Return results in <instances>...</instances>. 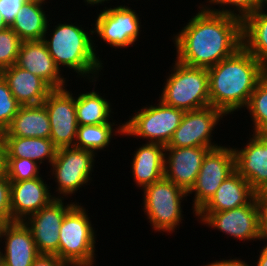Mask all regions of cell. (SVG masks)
<instances>
[{
  "instance_id": "cell-1",
  "label": "cell",
  "mask_w": 267,
  "mask_h": 266,
  "mask_svg": "<svg viewBox=\"0 0 267 266\" xmlns=\"http://www.w3.org/2000/svg\"><path fill=\"white\" fill-rule=\"evenodd\" d=\"M171 36L176 60L193 67L210 68L243 46L242 20L204 8Z\"/></svg>"
},
{
  "instance_id": "cell-2",
  "label": "cell",
  "mask_w": 267,
  "mask_h": 266,
  "mask_svg": "<svg viewBox=\"0 0 267 266\" xmlns=\"http://www.w3.org/2000/svg\"><path fill=\"white\" fill-rule=\"evenodd\" d=\"M266 73L267 68L242 46L208 68L210 106L226 117L245 111L252 92Z\"/></svg>"
},
{
  "instance_id": "cell-3",
  "label": "cell",
  "mask_w": 267,
  "mask_h": 266,
  "mask_svg": "<svg viewBox=\"0 0 267 266\" xmlns=\"http://www.w3.org/2000/svg\"><path fill=\"white\" fill-rule=\"evenodd\" d=\"M51 21L52 17L49 18L50 23L48 22L42 41L55 65L61 72H64L65 68L71 69L77 74L76 78L82 79L83 77L85 81L98 79L104 68V61L99 58L100 55H97L99 52L96 42L99 39H93V27L88 32V29L85 30L79 23L71 21L58 23L57 21V25L50 26L51 23L53 24Z\"/></svg>"
},
{
  "instance_id": "cell-4",
  "label": "cell",
  "mask_w": 267,
  "mask_h": 266,
  "mask_svg": "<svg viewBox=\"0 0 267 266\" xmlns=\"http://www.w3.org/2000/svg\"><path fill=\"white\" fill-rule=\"evenodd\" d=\"M168 74L160 101L185 112L210 106L207 68L188 66L175 59Z\"/></svg>"
},
{
  "instance_id": "cell-5",
  "label": "cell",
  "mask_w": 267,
  "mask_h": 266,
  "mask_svg": "<svg viewBox=\"0 0 267 266\" xmlns=\"http://www.w3.org/2000/svg\"><path fill=\"white\" fill-rule=\"evenodd\" d=\"M87 211L77 202L66 213L59 230V258L72 266L96 264V224H92Z\"/></svg>"
},
{
  "instance_id": "cell-6",
  "label": "cell",
  "mask_w": 267,
  "mask_h": 266,
  "mask_svg": "<svg viewBox=\"0 0 267 266\" xmlns=\"http://www.w3.org/2000/svg\"><path fill=\"white\" fill-rule=\"evenodd\" d=\"M142 205L150 227L155 232L174 233L184 221L182 202L188 193L163 177L143 189Z\"/></svg>"
},
{
  "instance_id": "cell-7",
  "label": "cell",
  "mask_w": 267,
  "mask_h": 266,
  "mask_svg": "<svg viewBox=\"0 0 267 266\" xmlns=\"http://www.w3.org/2000/svg\"><path fill=\"white\" fill-rule=\"evenodd\" d=\"M147 104L134 111L124 121L122 136L145 139V142L168 145L185 114V111L164 104Z\"/></svg>"
},
{
  "instance_id": "cell-8",
  "label": "cell",
  "mask_w": 267,
  "mask_h": 266,
  "mask_svg": "<svg viewBox=\"0 0 267 266\" xmlns=\"http://www.w3.org/2000/svg\"><path fill=\"white\" fill-rule=\"evenodd\" d=\"M96 157L93 152L74 146L58 149L50 165L51 175H47L55 179L54 198H72L71 195H76L84 185H90Z\"/></svg>"
},
{
  "instance_id": "cell-9",
  "label": "cell",
  "mask_w": 267,
  "mask_h": 266,
  "mask_svg": "<svg viewBox=\"0 0 267 266\" xmlns=\"http://www.w3.org/2000/svg\"><path fill=\"white\" fill-rule=\"evenodd\" d=\"M261 195H256L248 204L221 212H198L195 220L217 229L239 241H260Z\"/></svg>"
},
{
  "instance_id": "cell-10",
  "label": "cell",
  "mask_w": 267,
  "mask_h": 266,
  "mask_svg": "<svg viewBox=\"0 0 267 266\" xmlns=\"http://www.w3.org/2000/svg\"><path fill=\"white\" fill-rule=\"evenodd\" d=\"M104 7L95 18L93 35L110 47L126 49L137 43L140 39L142 24L136 10L131 6L118 5Z\"/></svg>"
},
{
  "instance_id": "cell-11",
  "label": "cell",
  "mask_w": 267,
  "mask_h": 266,
  "mask_svg": "<svg viewBox=\"0 0 267 266\" xmlns=\"http://www.w3.org/2000/svg\"><path fill=\"white\" fill-rule=\"evenodd\" d=\"M235 170L233 146L222 145L207 152L195 184L187 192L188 196L194 193L191 209L194 217L214 196L220 184Z\"/></svg>"
},
{
  "instance_id": "cell-12",
  "label": "cell",
  "mask_w": 267,
  "mask_h": 266,
  "mask_svg": "<svg viewBox=\"0 0 267 266\" xmlns=\"http://www.w3.org/2000/svg\"><path fill=\"white\" fill-rule=\"evenodd\" d=\"M225 114L213 106L186 111L181 123L175 130L172 139L165 147H209L211 149L220 147L213 139L215 127ZM214 131V132H213ZM214 140V142H213Z\"/></svg>"
},
{
  "instance_id": "cell-13",
  "label": "cell",
  "mask_w": 267,
  "mask_h": 266,
  "mask_svg": "<svg viewBox=\"0 0 267 266\" xmlns=\"http://www.w3.org/2000/svg\"><path fill=\"white\" fill-rule=\"evenodd\" d=\"M55 198L35 214L29 216L24 223L32 232L39 254H55L59 257V230L66 213L77 203L76 199Z\"/></svg>"
},
{
  "instance_id": "cell-14",
  "label": "cell",
  "mask_w": 267,
  "mask_h": 266,
  "mask_svg": "<svg viewBox=\"0 0 267 266\" xmlns=\"http://www.w3.org/2000/svg\"><path fill=\"white\" fill-rule=\"evenodd\" d=\"M73 94L67 87L53 89L42 103L50 119V139L58 149L75 145L78 123Z\"/></svg>"
},
{
  "instance_id": "cell-15",
  "label": "cell",
  "mask_w": 267,
  "mask_h": 266,
  "mask_svg": "<svg viewBox=\"0 0 267 266\" xmlns=\"http://www.w3.org/2000/svg\"><path fill=\"white\" fill-rule=\"evenodd\" d=\"M209 147H165L164 177L185 191L195 184Z\"/></svg>"
},
{
  "instance_id": "cell-16",
  "label": "cell",
  "mask_w": 267,
  "mask_h": 266,
  "mask_svg": "<svg viewBox=\"0 0 267 266\" xmlns=\"http://www.w3.org/2000/svg\"><path fill=\"white\" fill-rule=\"evenodd\" d=\"M43 178L44 176L31 180L10 181L11 222H24L55 199L50 183H46Z\"/></svg>"
},
{
  "instance_id": "cell-17",
  "label": "cell",
  "mask_w": 267,
  "mask_h": 266,
  "mask_svg": "<svg viewBox=\"0 0 267 266\" xmlns=\"http://www.w3.org/2000/svg\"><path fill=\"white\" fill-rule=\"evenodd\" d=\"M233 150L236 171L257 195L267 194V146L253 133L244 146Z\"/></svg>"
},
{
  "instance_id": "cell-18",
  "label": "cell",
  "mask_w": 267,
  "mask_h": 266,
  "mask_svg": "<svg viewBox=\"0 0 267 266\" xmlns=\"http://www.w3.org/2000/svg\"><path fill=\"white\" fill-rule=\"evenodd\" d=\"M16 66L39 76L52 89L66 88L68 78L55 65L53 58L42 40L21 42Z\"/></svg>"
},
{
  "instance_id": "cell-19",
  "label": "cell",
  "mask_w": 267,
  "mask_h": 266,
  "mask_svg": "<svg viewBox=\"0 0 267 266\" xmlns=\"http://www.w3.org/2000/svg\"><path fill=\"white\" fill-rule=\"evenodd\" d=\"M1 238L4 266H32L39 253L32 232L24 222H9Z\"/></svg>"
},
{
  "instance_id": "cell-20",
  "label": "cell",
  "mask_w": 267,
  "mask_h": 266,
  "mask_svg": "<svg viewBox=\"0 0 267 266\" xmlns=\"http://www.w3.org/2000/svg\"><path fill=\"white\" fill-rule=\"evenodd\" d=\"M132 155L131 176L139 190L164 177L165 145L145 142Z\"/></svg>"
},
{
  "instance_id": "cell-21",
  "label": "cell",
  "mask_w": 267,
  "mask_h": 266,
  "mask_svg": "<svg viewBox=\"0 0 267 266\" xmlns=\"http://www.w3.org/2000/svg\"><path fill=\"white\" fill-rule=\"evenodd\" d=\"M2 77L21 106L40 105L53 90L39 76L15 64L3 69Z\"/></svg>"
},
{
  "instance_id": "cell-22",
  "label": "cell",
  "mask_w": 267,
  "mask_h": 266,
  "mask_svg": "<svg viewBox=\"0 0 267 266\" xmlns=\"http://www.w3.org/2000/svg\"><path fill=\"white\" fill-rule=\"evenodd\" d=\"M257 194L236 170L218 187L214 196L199 212H221L248 204Z\"/></svg>"
},
{
  "instance_id": "cell-23",
  "label": "cell",
  "mask_w": 267,
  "mask_h": 266,
  "mask_svg": "<svg viewBox=\"0 0 267 266\" xmlns=\"http://www.w3.org/2000/svg\"><path fill=\"white\" fill-rule=\"evenodd\" d=\"M48 0H27L9 26L21 41H39L45 35L50 14L44 5ZM50 1V0H49ZM48 18V19H47Z\"/></svg>"
},
{
  "instance_id": "cell-24",
  "label": "cell",
  "mask_w": 267,
  "mask_h": 266,
  "mask_svg": "<svg viewBox=\"0 0 267 266\" xmlns=\"http://www.w3.org/2000/svg\"><path fill=\"white\" fill-rule=\"evenodd\" d=\"M48 112L43 104L20 106L3 136L50 138Z\"/></svg>"
},
{
  "instance_id": "cell-25",
  "label": "cell",
  "mask_w": 267,
  "mask_h": 266,
  "mask_svg": "<svg viewBox=\"0 0 267 266\" xmlns=\"http://www.w3.org/2000/svg\"><path fill=\"white\" fill-rule=\"evenodd\" d=\"M5 158H27L40 166L51 165L58 148L50 138L3 136Z\"/></svg>"
},
{
  "instance_id": "cell-26",
  "label": "cell",
  "mask_w": 267,
  "mask_h": 266,
  "mask_svg": "<svg viewBox=\"0 0 267 266\" xmlns=\"http://www.w3.org/2000/svg\"><path fill=\"white\" fill-rule=\"evenodd\" d=\"M99 79L88 81L90 84L93 82L94 88L91 91H85V93L79 92L74 94L75 107L78 125H96L104 123H115L112 118L114 113L112 108V102L99 94V91H95L96 82ZM95 82V83H94ZM102 95V96H101ZM111 118V121H110ZM114 120V121H113Z\"/></svg>"
},
{
  "instance_id": "cell-27",
  "label": "cell",
  "mask_w": 267,
  "mask_h": 266,
  "mask_svg": "<svg viewBox=\"0 0 267 266\" xmlns=\"http://www.w3.org/2000/svg\"><path fill=\"white\" fill-rule=\"evenodd\" d=\"M243 47L267 68V10L258 9L242 21Z\"/></svg>"
},
{
  "instance_id": "cell-28",
  "label": "cell",
  "mask_w": 267,
  "mask_h": 266,
  "mask_svg": "<svg viewBox=\"0 0 267 266\" xmlns=\"http://www.w3.org/2000/svg\"><path fill=\"white\" fill-rule=\"evenodd\" d=\"M123 133L124 122L78 125L74 147L88 150L98 155V152L106 151L104 150L105 148L108 149L111 140H113L112 138L117 135L122 136Z\"/></svg>"
},
{
  "instance_id": "cell-29",
  "label": "cell",
  "mask_w": 267,
  "mask_h": 266,
  "mask_svg": "<svg viewBox=\"0 0 267 266\" xmlns=\"http://www.w3.org/2000/svg\"><path fill=\"white\" fill-rule=\"evenodd\" d=\"M248 110L253 133L267 131V73L258 82L245 108Z\"/></svg>"
},
{
  "instance_id": "cell-30",
  "label": "cell",
  "mask_w": 267,
  "mask_h": 266,
  "mask_svg": "<svg viewBox=\"0 0 267 266\" xmlns=\"http://www.w3.org/2000/svg\"><path fill=\"white\" fill-rule=\"evenodd\" d=\"M201 4L204 8L226 15H231L242 21L259 9L260 0H206ZM213 7H212V6ZM215 5L219 6L218 9Z\"/></svg>"
},
{
  "instance_id": "cell-31",
  "label": "cell",
  "mask_w": 267,
  "mask_h": 266,
  "mask_svg": "<svg viewBox=\"0 0 267 266\" xmlns=\"http://www.w3.org/2000/svg\"><path fill=\"white\" fill-rule=\"evenodd\" d=\"M40 165L27 158H5L4 172L10 181L31 180L41 177Z\"/></svg>"
},
{
  "instance_id": "cell-32",
  "label": "cell",
  "mask_w": 267,
  "mask_h": 266,
  "mask_svg": "<svg viewBox=\"0 0 267 266\" xmlns=\"http://www.w3.org/2000/svg\"><path fill=\"white\" fill-rule=\"evenodd\" d=\"M21 39L10 28L0 31V68L1 70L16 64Z\"/></svg>"
},
{
  "instance_id": "cell-33",
  "label": "cell",
  "mask_w": 267,
  "mask_h": 266,
  "mask_svg": "<svg viewBox=\"0 0 267 266\" xmlns=\"http://www.w3.org/2000/svg\"><path fill=\"white\" fill-rule=\"evenodd\" d=\"M20 104L17 102L16 98L12 95L10 88L8 87L5 79L0 76V131H5V129L10 125L12 119L17 114Z\"/></svg>"
},
{
  "instance_id": "cell-34",
  "label": "cell",
  "mask_w": 267,
  "mask_h": 266,
  "mask_svg": "<svg viewBox=\"0 0 267 266\" xmlns=\"http://www.w3.org/2000/svg\"><path fill=\"white\" fill-rule=\"evenodd\" d=\"M11 187L5 172L0 173V216L11 222Z\"/></svg>"
},
{
  "instance_id": "cell-35",
  "label": "cell",
  "mask_w": 267,
  "mask_h": 266,
  "mask_svg": "<svg viewBox=\"0 0 267 266\" xmlns=\"http://www.w3.org/2000/svg\"><path fill=\"white\" fill-rule=\"evenodd\" d=\"M27 0H0V16L8 24L14 21Z\"/></svg>"
},
{
  "instance_id": "cell-36",
  "label": "cell",
  "mask_w": 267,
  "mask_h": 266,
  "mask_svg": "<svg viewBox=\"0 0 267 266\" xmlns=\"http://www.w3.org/2000/svg\"><path fill=\"white\" fill-rule=\"evenodd\" d=\"M32 266H72V265L61 260L55 254H39L32 263Z\"/></svg>"
},
{
  "instance_id": "cell-37",
  "label": "cell",
  "mask_w": 267,
  "mask_h": 266,
  "mask_svg": "<svg viewBox=\"0 0 267 266\" xmlns=\"http://www.w3.org/2000/svg\"><path fill=\"white\" fill-rule=\"evenodd\" d=\"M260 224H261L260 241H263V243L266 242L267 244V194L261 195Z\"/></svg>"
},
{
  "instance_id": "cell-38",
  "label": "cell",
  "mask_w": 267,
  "mask_h": 266,
  "mask_svg": "<svg viewBox=\"0 0 267 266\" xmlns=\"http://www.w3.org/2000/svg\"><path fill=\"white\" fill-rule=\"evenodd\" d=\"M249 262H245V260H242L241 258H233L230 257V259H221L212 261L211 263L204 264L203 266H251L248 264Z\"/></svg>"
},
{
  "instance_id": "cell-39",
  "label": "cell",
  "mask_w": 267,
  "mask_h": 266,
  "mask_svg": "<svg viewBox=\"0 0 267 266\" xmlns=\"http://www.w3.org/2000/svg\"><path fill=\"white\" fill-rule=\"evenodd\" d=\"M260 254H258V258L255 261V266H267V244H264V246L259 251ZM254 264H251V266Z\"/></svg>"
},
{
  "instance_id": "cell-40",
  "label": "cell",
  "mask_w": 267,
  "mask_h": 266,
  "mask_svg": "<svg viewBox=\"0 0 267 266\" xmlns=\"http://www.w3.org/2000/svg\"><path fill=\"white\" fill-rule=\"evenodd\" d=\"M5 152H4V138L3 132L0 131V173L4 172Z\"/></svg>"
},
{
  "instance_id": "cell-41",
  "label": "cell",
  "mask_w": 267,
  "mask_h": 266,
  "mask_svg": "<svg viewBox=\"0 0 267 266\" xmlns=\"http://www.w3.org/2000/svg\"><path fill=\"white\" fill-rule=\"evenodd\" d=\"M109 1V2H108ZM110 1H112V0H83V2L85 3V4H87V5H89L90 7L92 6V7H94L95 5H97V7H98V5L100 6V4L101 5H104V3H110Z\"/></svg>"
},
{
  "instance_id": "cell-42",
  "label": "cell",
  "mask_w": 267,
  "mask_h": 266,
  "mask_svg": "<svg viewBox=\"0 0 267 266\" xmlns=\"http://www.w3.org/2000/svg\"><path fill=\"white\" fill-rule=\"evenodd\" d=\"M9 222L3 217V216H0V243H1V237H2V234L4 232V229L6 227V225L8 224Z\"/></svg>"
},
{
  "instance_id": "cell-43",
  "label": "cell",
  "mask_w": 267,
  "mask_h": 266,
  "mask_svg": "<svg viewBox=\"0 0 267 266\" xmlns=\"http://www.w3.org/2000/svg\"><path fill=\"white\" fill-rule=\"evenodd\" d=\"M267 146V131L254 133Z\"/></svg>"
},
{
  "instance_id": "cell-44",
  "label": "cell",
  "mask_w": 267,
  "mask_h": 266,
  "mask_svg": "<svg viewBox=\"0 0 267 266\" xmlns=\"http://www.w3.org/2000/svg\"><path fill=\"white\" fill-rule=\"evenodd\" d=\"M7 27H9L8 24L0 16V31L5 30Z\"/></svg>"
},
{
  "instance_id": "cell-45",
  "label": "cell",
  "mask_w": 267,
  "mask_h": 266,
  "mask_svg": "<svg viewBox=\"0 0 267 266\" xmlns=\"http://www.w3.org/2000/svg\"><path fill=\"white\" fill-rule=\"evenodd\" d=\"M259 8L267 10V0H260Z\"/></svg>"
},
{
  "instance_id": "cell-46",
  "label": "cell",
  "mask_w": 267,
  "mask_h": 266,
  "mask_svg": "<svg viewBox=\"0 0 267 266\" xmlns=\"http://www.w3.org/2000/svg\"><path fill=\"white\" fill-rule=\"evenodd\" d=\"M1 248L3 247L0 246V266H4V259H3V252H2L3 249Z\"/></svg>"
}]
</instances>
